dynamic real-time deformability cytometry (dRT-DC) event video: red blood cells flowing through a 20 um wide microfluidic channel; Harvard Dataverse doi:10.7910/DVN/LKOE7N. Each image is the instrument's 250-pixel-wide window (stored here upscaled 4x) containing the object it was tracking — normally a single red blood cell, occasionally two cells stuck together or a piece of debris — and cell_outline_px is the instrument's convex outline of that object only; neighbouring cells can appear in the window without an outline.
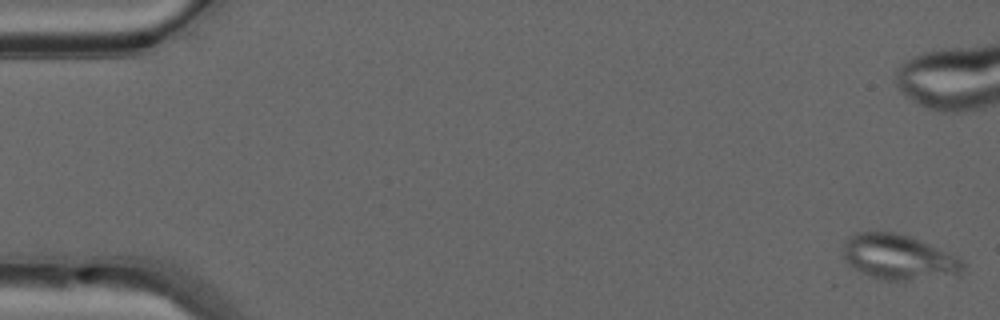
{"species": "common noctule bat (a hibernating species)", "species_latin": "Nyctalus noctula", "temperature_condition": "warm", "stored_images_in_passage": 20, "camera_frame_rate_fps": 3000, "um_per_image_px": 0.085, "animal": {"sex": "male", "forearm_length_mm": 52.5}, "frame": {"image": 1, "passage_image": 1, "time_ms": 0.0, "image_size_px": [1000, 320], "cell_outline_px": [[964, 268], [960, 276], [904, 280], [884, 280], [868, 276], [848, 264], [844, 260], [844, 244], [848, 236], [856, 232], [896, 232], [908, 236], [960, 256], [964, 260]], "centroid_in_image_um": [76.44, 21.87], "position_along_channel_um": 8.6, "area_um2": 31.85}}